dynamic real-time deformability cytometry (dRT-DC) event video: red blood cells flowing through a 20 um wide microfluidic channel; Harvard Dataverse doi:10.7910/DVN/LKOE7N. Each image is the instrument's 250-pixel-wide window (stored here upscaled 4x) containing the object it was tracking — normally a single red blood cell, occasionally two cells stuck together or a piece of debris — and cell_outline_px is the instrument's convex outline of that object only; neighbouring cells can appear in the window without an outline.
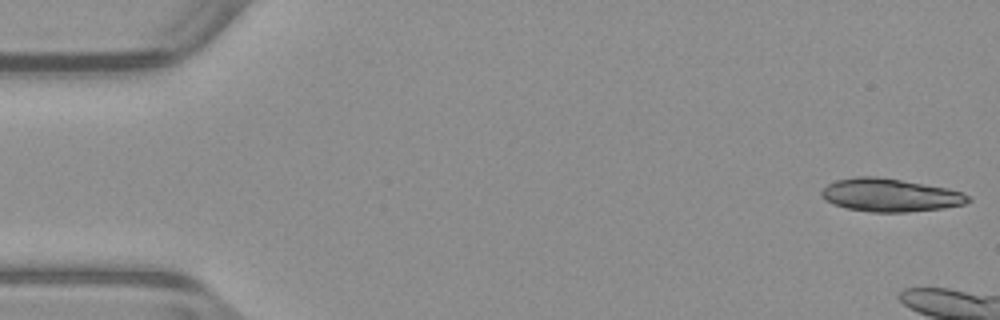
{"species": "common noctule bat (a hibernating species)", "species_latin": "Nyctalus noctula", "temperature_condition": "warm", "stored_images_in_passage": 8, "camera_frame_rate_fps": 3000, "um_per_image_px": 0.085, "animal": {"sex": "male", "body_mass_g": 23.1, "forearm_length_mm": 52.7}, "frame": {"image": 1, "passage_image": 1, "time_ms": 0.0, "image_size_px": [1000, 320], "cell_outline_px": [[972, 200], [964, 204], [944, 208], [908, 212], [872, 212], [848, 208], [832, 204], [824, 200], [820, 196], [820, 192], [828, 184], [836, 180], [856, 176], [876, 176], [948, 188], [964, 192], [972, 196]], "centroid_in_image_um": [75.68, 16.59], "position_along_channel_um": 9.3, "area_um2": 28.44}}